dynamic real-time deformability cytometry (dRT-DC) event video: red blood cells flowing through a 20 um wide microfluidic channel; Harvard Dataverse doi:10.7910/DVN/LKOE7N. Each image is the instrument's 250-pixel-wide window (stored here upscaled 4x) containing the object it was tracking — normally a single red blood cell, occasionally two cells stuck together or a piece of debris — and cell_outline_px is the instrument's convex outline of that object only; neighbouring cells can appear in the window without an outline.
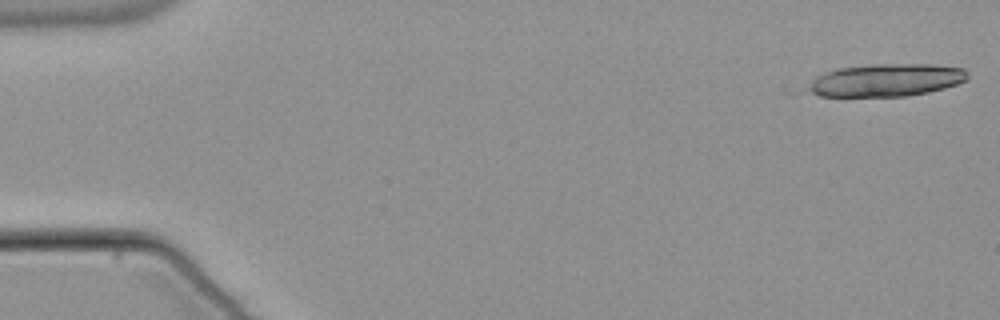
{"species": "common noctule bat (a hibernating species)", "species_latin": "Nyctalus noctula", "temperature_condition": "warm", "stored_images_in_passage": 52, "camera_frame_rate_fps": 3000, "um_per_image_px": 0.085, "animal": {"sex": "male", "body_mass_g": 21.5, "forearm_length_mm": 52.0}, "frame": {"image": 1, "passage_image": 1, "time_ms": 0.0, "image_size_px": [1000, 320], "cell_outline_px": [[968, 80], [944, 88], [928, 92], [908, 96], [820, 96], [812, 92], [808, 88], [812, 80], [816, 76], [836, 68], [876, 64], [932, 64], [964, 68], [968, 72]], "centroid_in_image_um": [75.37, 6.8], "position_along_channel_um": 9.6, "area_um2": 30.29}}